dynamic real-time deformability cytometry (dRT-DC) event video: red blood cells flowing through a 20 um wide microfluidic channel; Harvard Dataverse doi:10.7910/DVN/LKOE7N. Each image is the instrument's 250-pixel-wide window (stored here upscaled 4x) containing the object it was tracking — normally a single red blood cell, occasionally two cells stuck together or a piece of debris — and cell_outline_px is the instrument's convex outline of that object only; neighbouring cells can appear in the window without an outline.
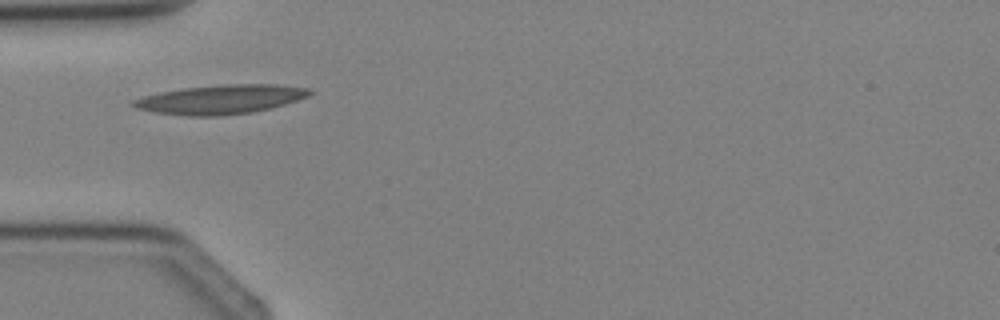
{"species": "Egyptian fruit bat (a non-hibernating species)", "species_latin": "Rousettus aegyptiacus", "temperature_condition": "cold", "stored_images_in_passage": 1, "camera_frame_rate_fps": 3000, "um_per_image_px": 0.085, "animal": {"sex": "female"}, "frame": {"image": 1, "passage_image": 1, "time_ms": 0.0, "image_size_px": [1000, 320], "cell_outline_px": [[316, 92], [308, 96], [272, 108], [252, 112], [216, 116], [188, 116], [152, 112], [136, 108], [132, 104], [132, 100], [144, 96], [160, 92], [184, 88], [220, 84], [276, 84], [308, 88]], "centroid_in_image_um": [18.77, 8.44], "position_along_channel_um": 66.2, "area_um2": 30.0}}